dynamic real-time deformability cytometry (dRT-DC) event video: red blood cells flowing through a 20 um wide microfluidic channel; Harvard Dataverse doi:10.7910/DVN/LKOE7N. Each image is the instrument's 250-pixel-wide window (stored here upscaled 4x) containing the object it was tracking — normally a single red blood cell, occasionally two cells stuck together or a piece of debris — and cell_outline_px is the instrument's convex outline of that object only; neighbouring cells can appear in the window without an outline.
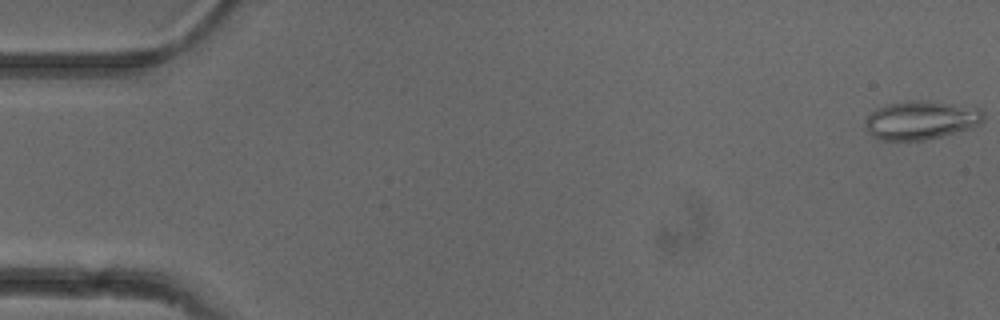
{"species": "common noctule bat (a hibernating species)", "species_latin": "Nyctalus noctula", "temperature_condition": "cold", "stored_images_in_passage": 52, "camera_frame_rate_fps": 3000, "um_per_image_px": 0.085, "animal": {"sex": "female"}, "frame": {"image": 1, "passage_image": 1, "time_ms": 0.0, "image_size_px": [1000, 320], "cell_outline_px": [[984, 120], [980, 124], [972, 128], [924, 140], [880, 140], [872, 136], [864, 128], [864, 120], [876, 108], [884, 104], [904, 100], [928, 100], [972, 104], [980, 108], [984, 112]], "centroid_in_image_um": [78.32, 10.17], "position_along_channel_um": 6.7, "area_um2": 27.57}}
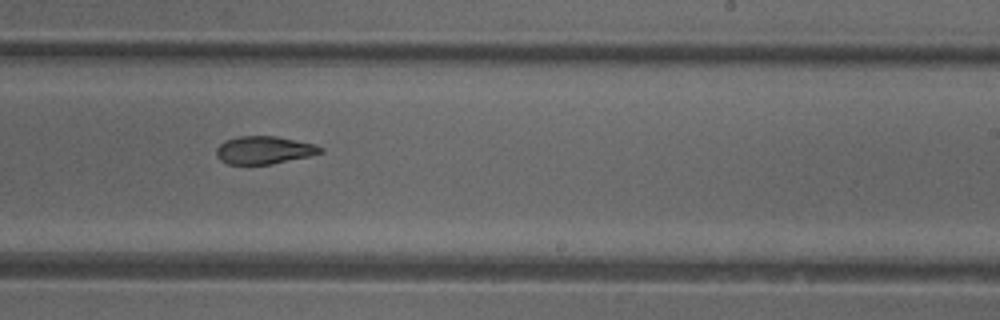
{"frame": {"image": 2, "passage_image": 32, "time_ms": 10.333, "image_size_px": [1000, 320], "cell_outline_px": [[324, 152], [308, 156], [272, 164], [228, 164], [220, 160], [216, 156], [216, 148], [224, 140], [240, 136], [276, 136], [316, 144], [324, 148]], "centroid_in_image_um": [22.45, 12.75], "position_along_channel_um": 266.6, "area_um2": 16.94}}
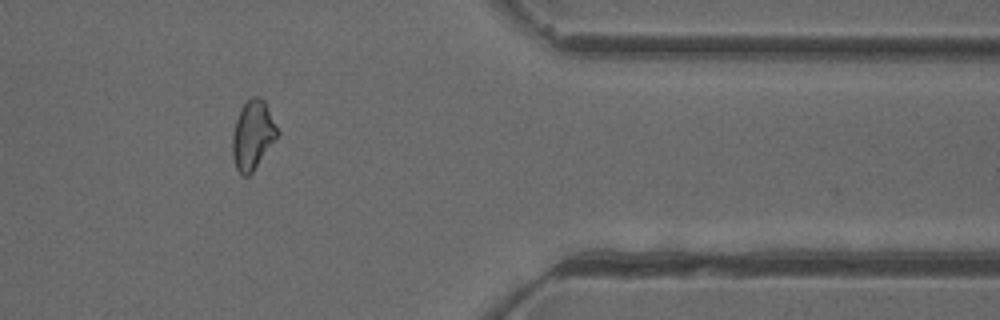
{"frame": {"image": 3, "passage_image": 43, "time_ms": 14.0, "image_size_px": [1000, 320], "cell_outline_px": [[280, 132], [252, 172], [248, 176], [244, 176], [236, 168], [232, 156], [232, 136], [236, 120], [240, 108], [252, 96], [260, 96], [264, 100]], "centroid_in_image_um": [21.47, 11.45], "position_along_channel_um": 389.9, "area_um2": 17.86}, "authors_computed_cell_mechanics": {"area_um2": 18.5249, "velocity_mm_per_s": 3.9643, "shape_relaxation_time_tau1_ms": null, "shape_relaxation_time_tau2_ms": 3.8947, "deformation_change_tau1": null, "deformation_change_tau2": 0.1072}}